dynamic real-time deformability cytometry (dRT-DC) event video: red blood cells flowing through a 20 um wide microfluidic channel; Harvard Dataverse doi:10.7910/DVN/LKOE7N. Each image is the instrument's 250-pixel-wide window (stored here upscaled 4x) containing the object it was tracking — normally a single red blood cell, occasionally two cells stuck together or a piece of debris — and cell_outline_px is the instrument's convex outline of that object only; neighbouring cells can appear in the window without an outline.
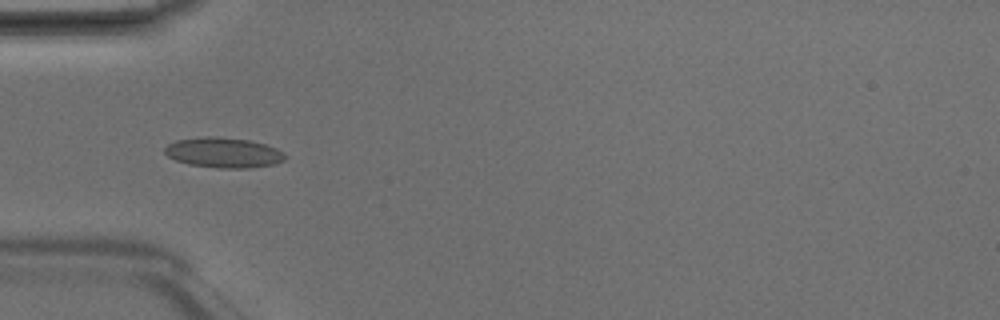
{"species": "Egyptian fruit bat (a non-hibernating species)", "species_latin": "Rousettus aegyptiacus", "temperature_condition": "room temperature", "stored_images_in_passage": 3, "camera_frame_rate_fps": 3000, "um_per_image_px": 0.085, "animal": {"sex": "male"}, "frame": {"image": 1, "passage_image": 3, "time_ms": 0.667, "image_size_px": [1000, 320], "cell_outline_px": [[288, 156], [284, 160], [276, 164], [248, 168], [220, 168], [188, 164], [176, 160], [168, 156], [164, 152], [164, 148], [168, 144], [176, 140], [204, 136], [212, 136], [248, 140], [264, 144], [276, 148], [284, 152]], "centroid_in_image_um": [19.01, 12.97], "position_along_channel_um": 66.0, "area_um2": 21.21}}